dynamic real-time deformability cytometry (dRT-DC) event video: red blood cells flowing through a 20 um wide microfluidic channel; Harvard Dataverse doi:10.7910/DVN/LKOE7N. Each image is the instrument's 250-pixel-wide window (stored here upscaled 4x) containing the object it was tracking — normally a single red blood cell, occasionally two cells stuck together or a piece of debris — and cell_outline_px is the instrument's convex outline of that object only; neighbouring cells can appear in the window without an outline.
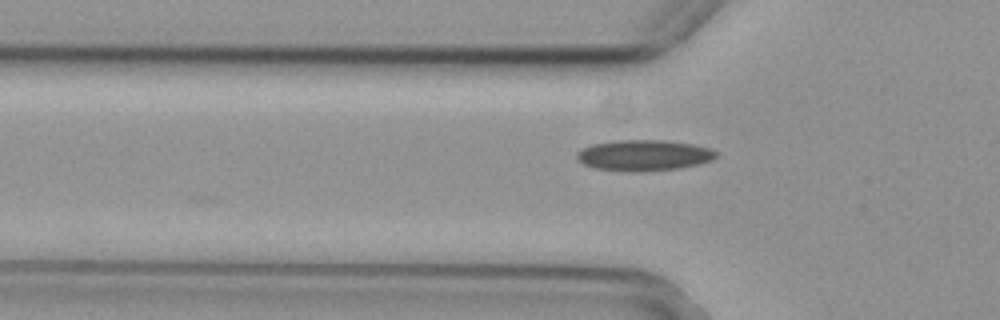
{"species": "common noctule bat (a hibernating species)", "species_latin": "Nyctalus noctula", "temperature_condition": "cold", "stored_images_in_passage": 6, "camera_frame_rate_fps": 3000, "um_per_image_px": 0.085, "animal": {"sex": "female", "body_mass_g": 29.2, "forearm_length_mm": 56.3}, "frame": {"image": 1, "passage_image": 3, "time_ms": 0.667, "image_size_px": [1000, 320], "cell_outline_px": [[716, 156], [712, 160], [700, 164], [680, 168], [636, 172], [628, 172], [596, 168], [584, 164], [576, 156], [576, 152], [592, 144], [612, 140], [664, 140], [692, 144], [712, 148], [716, 152]], "centroid_in_image_um": [54.74, 13.2], "position_along_channel_um": 71.1, "area_um2": 25.14}}
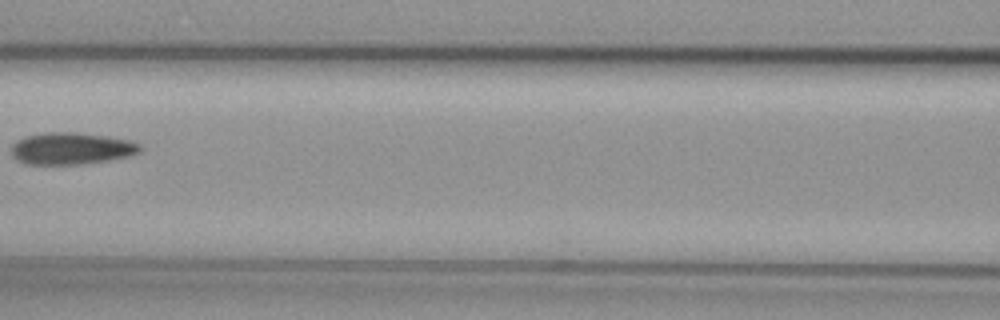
{"frame": {"image": 2, "passage_image": 5, "time_ms": 1.333, "image_size_px": [1000, 320], "cell_outline_px": [[144, 148], [140, 152], [128, 156], [108, 160], [84, 164], [24, 164], [16, 160], [12, 156], [12, 144], [16, 140], [28, 136], [44, 132], [76, 132], [108, 136], [132, 140], [140, 144]], "centroid_in_image_um": [6.08, 12.62], "position_along_channel_um": 160.5, "area_um2": 24.22}}
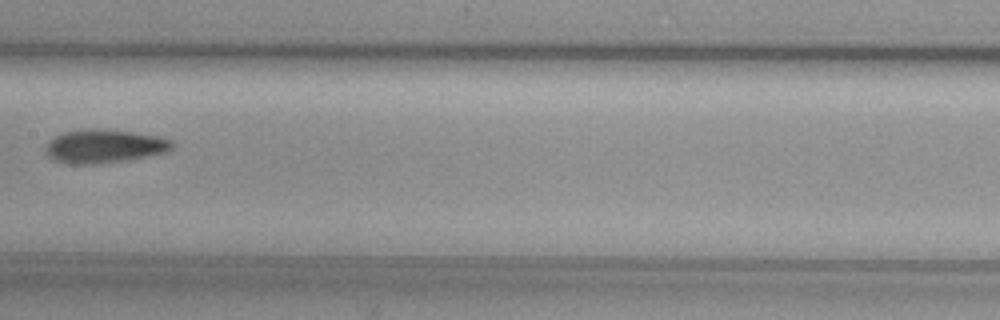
{"frame": {"image": 3, "passage_image": 6, "time_ms": 1.667, "image_size_px": [1000, 320], "cell_outline_px": [[172, 148], [168, 152], [128, 160], [96, 164], [68, 164], [52, 160], [44, 152], [48, 140], [64, 132], [84, 128], [96, 128], [132, 132], [156, 136], [172, 140]], "centroid_in_image_um": [8.81, 12.43], "position_along_channel_um": 198.6, "area_um2": 24.97}}